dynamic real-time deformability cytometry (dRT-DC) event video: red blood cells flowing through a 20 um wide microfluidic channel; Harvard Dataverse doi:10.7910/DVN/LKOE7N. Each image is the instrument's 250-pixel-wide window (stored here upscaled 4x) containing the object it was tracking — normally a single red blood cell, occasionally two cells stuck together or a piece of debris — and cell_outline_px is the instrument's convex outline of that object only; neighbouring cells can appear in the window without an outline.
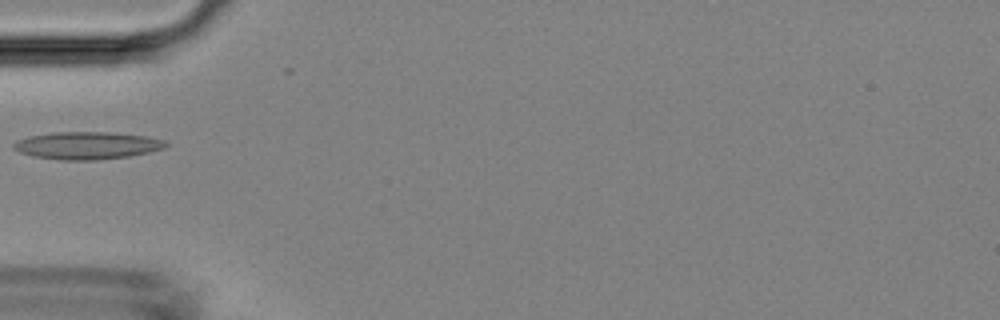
{"species": "Egyptian fruit bat (a non-hibernating species)", "species_latin": "Rousettus aegyptiacus", "temperature_condition": "room temperature", "stored_images_in_passage": 4, "camera_frame_rate_fps": 3000, "um_per_image_px": 0.085, "animal": {"sex": "female"}, "frame": {"image": 1, "passage_image": 4, "time_ms": 3.333, "image_size_px": [1000, 320], "cell_outline_px": [[168, 144], [164, 148], [148, 152], [128, 156], [96, 160], [60, 160], [32, 156], [20, 152], [12, 148], [12, 144], [16, 140], [28, 136], [52, 132], [112, 132], [148, 136], [164, 140]], "centroid_in_image_um": [7.36, 12.36], "position_along_channel_um": 77.6, "area_um2": 24.51}}